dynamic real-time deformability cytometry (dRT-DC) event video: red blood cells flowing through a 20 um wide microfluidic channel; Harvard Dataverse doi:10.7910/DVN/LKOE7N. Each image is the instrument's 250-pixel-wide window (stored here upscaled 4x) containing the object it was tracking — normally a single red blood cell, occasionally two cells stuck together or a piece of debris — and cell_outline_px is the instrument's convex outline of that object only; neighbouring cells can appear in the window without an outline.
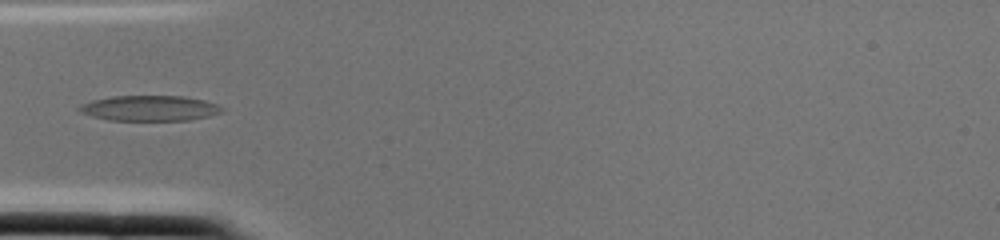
{"species": "common noctule bat (a hibernating species)", "species_latin": "Nyctalus noctula", "temperature_condition": "cold", "stored_images_in_passage": 2, "camera_frame_rate_fps": 3000, "um_per_image_px": 0.085, "animal": {"sex": "female", "body_mass_g": 22.0, "forearm_length_mm": 56.7}, "frame": {"image": 1, "passage_image": 2, "time_ms": 0.333, "image_size_px": [1000, 240], "cell_outline_px": [[224, 112], [208, 116], [188, 120], [108, 120], [92, 116], [80, 112], [76, 108], [80, 104], [92, 100], [112, 96], [184, 96], [204, 100], [216, 104], [224, 108]], "centroid_in_image_um": [12.71, 9.19], "position_along_channel_um": 72.3, "area_um2": 21.15}}